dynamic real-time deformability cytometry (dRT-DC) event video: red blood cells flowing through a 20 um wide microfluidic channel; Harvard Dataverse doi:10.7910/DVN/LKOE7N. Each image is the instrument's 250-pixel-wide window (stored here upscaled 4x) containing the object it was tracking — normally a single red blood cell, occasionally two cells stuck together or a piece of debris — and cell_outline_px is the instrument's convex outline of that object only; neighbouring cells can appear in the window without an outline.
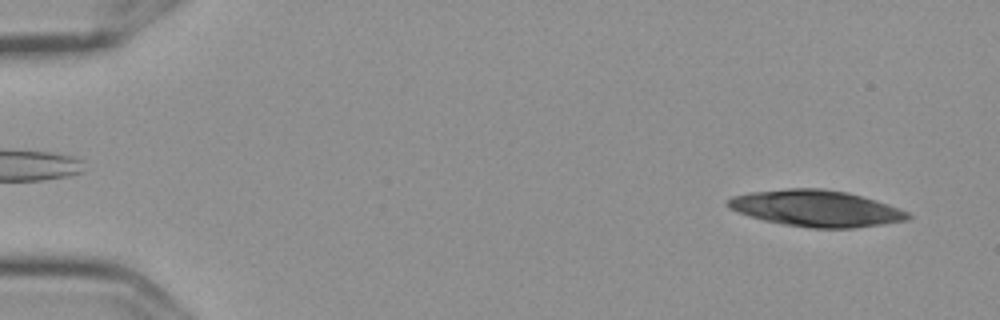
{"species": "Egyptian fruit bat (a non-hibernating species)", "species_latin": "Rousettus aegyptiacus", "temperature_condition": "cold", "stored_images_in_passage": 5, "camera_frame_rate_fps": 3000, "um_per_image_px": 0.085, "frame": {"image": 1, "passage_image": 2, "time_ms": 0.333, "image_size_px": [1000, 320], "cell_outline_px": [[912, 216], [908, 220], [884, 224], [852, 228], [812, 228], [784, 224], [764, 220], [736, 212], [728, 208], [724, 204], [724, 200], [732, 196], [748, 192], [788, 188], [824, 188], [848, 192], [888, 204], [908, 212]], "centroid_in_image_um": [69.32, 17.7], "position_along_channel_um": 15.7, "area_um2": 38.44}}